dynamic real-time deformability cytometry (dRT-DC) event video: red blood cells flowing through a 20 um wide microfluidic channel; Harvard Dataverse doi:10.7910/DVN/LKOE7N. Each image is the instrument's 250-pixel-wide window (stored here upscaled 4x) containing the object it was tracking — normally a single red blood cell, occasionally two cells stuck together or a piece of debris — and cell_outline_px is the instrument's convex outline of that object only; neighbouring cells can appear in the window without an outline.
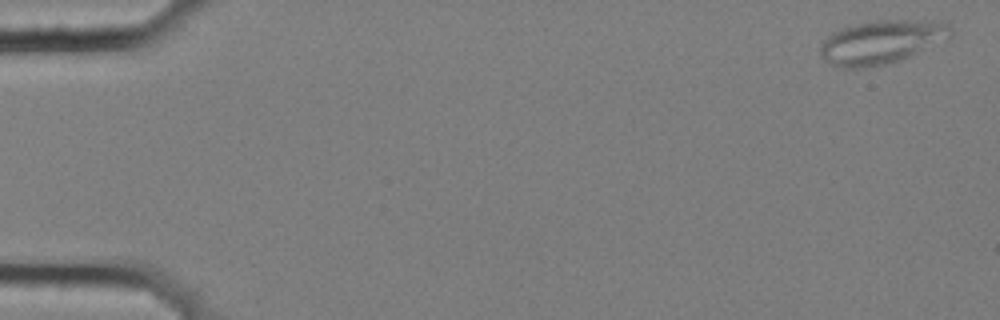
{"species": "common noctule bat (a hibernating species)", "species_latin": "Nyctalus noctula", "temperature_condition": "cold", "stored_images_in_passage": 7, "camera_frame_rate_fps": 3000, "um_per_image_px": 0.085, "animal": {"sex": "female", "body_mass_g": 25.1}, "frame": {"image": 1, "passage_image": 1, "time_ms": 0.0, "image_size_px": [1000, 320], "cell_outline_px": [[952, 36], [948, 40], [900, 60], [884, 64], [864, 68], [832, 68], [824, 60], [820, 52], [820, 44], [832, 32], [856, 24], [872, 20], [944, 20], [952, 24]], "centroid_in_image_um": [74.98, 3.56], "position_along_channel_um": 10.0, "area_um2": 33.81}}